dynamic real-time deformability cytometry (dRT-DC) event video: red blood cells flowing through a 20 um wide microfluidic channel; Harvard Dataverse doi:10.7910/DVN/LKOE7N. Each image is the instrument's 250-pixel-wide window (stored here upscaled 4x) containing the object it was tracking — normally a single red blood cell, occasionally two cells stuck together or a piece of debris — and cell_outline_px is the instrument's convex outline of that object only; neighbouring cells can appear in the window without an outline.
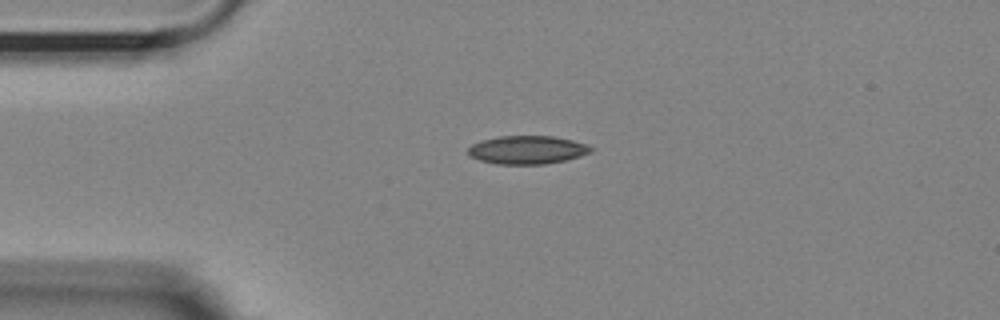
{"species": "Egyptian fruit bat (a non-hibernating species)", "species_latin": "Rousettus aegyptiacus", "temperature_condition": "room temperature", "stored_images_in_passage": 35, "camera_frame_rate_fps": 3000, "um_per_image_px": 0.085, "animal": {"sex": "female"}, "frame": {"image": 1, "passage_image": 1, "time_ms": 0.0, "image_size_px": [1000, 320], "cell_outline_px": [[592, 152], [580, 156], [564, 160], [544, 164], [496, 164], [480, 160], [468, 156], [468, 148], [472, 144], [484, 140], [500, 136], [552, 136], [572, 140], [588, 144], [592, 148]], "centroid_in_image_um": [44.82, 12.74], "position_along_channel_um": 40.2, "area_um2": 20.17}}
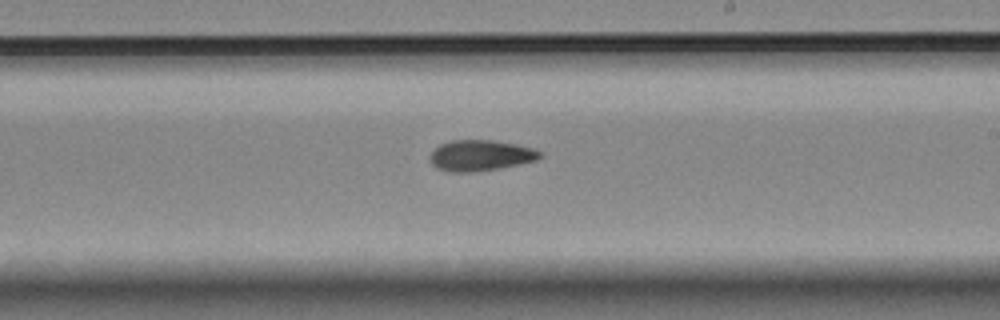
{"frame": {"image": 2, "passage_image": 20, "time_ms": 6.333, "image_size_px": [1000, 320], "cell_outline_px": [[544, 156], [536, 160], [496, 168], [472, 172], [452, 172], [436, 168], [432, 164], [428, 156], [440, 144], [452, 140], [492, 140], [516, 144], [536, 148]], "centroid_in_image_um": [40.83, 13.2], "position_along_channel_um": 248.2, "area_um2": 19.65}}
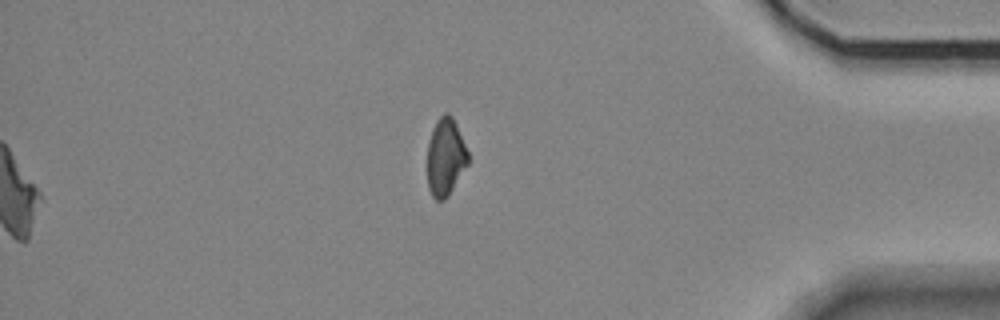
{"frame": {"image": 3, "passage_image": 35, "time_ms": 11.333, "image_size_px": [1000, 320], "cell_outline_px": [[468, 164], [444, 200], [436, 200], [432, 196], [428, 188], [428, 140], [432, 128], [436, 120], [444, 112], [448, 112], [452, 116], [456, 124], [468, 152]], "centroid_in_image_um": [37.85, 13.31], "position_along_channel_um": 397.3, "area_um2": 18.26}, "authors_computed_cell_mechanics": {"area_um2": 19.8832, "velocity_mm_per_s": 3.6375, "shape_relaxation_time_tau1_ms": 8.5802, "shape_relaxation_time_tau2_ms": 6.6788, "deformation_change_tau1": 0.1396, "deformation_change_tau2": 0.1324}}